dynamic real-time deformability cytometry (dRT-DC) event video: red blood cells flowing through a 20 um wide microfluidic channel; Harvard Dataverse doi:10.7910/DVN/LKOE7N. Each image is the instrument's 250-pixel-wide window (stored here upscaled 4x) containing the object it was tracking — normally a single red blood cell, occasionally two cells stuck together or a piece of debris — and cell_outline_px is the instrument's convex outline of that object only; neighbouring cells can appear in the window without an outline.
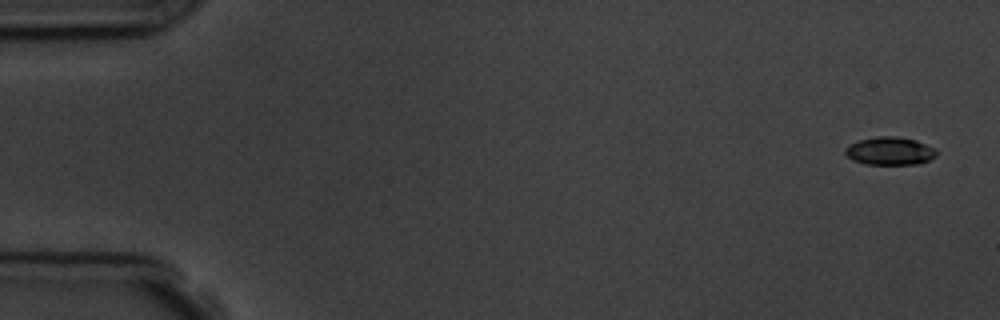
{"species": "common noctule bat (a hibernating species)", "species_latin": "Nyctalus noctula", "temperature_condition": "room temperature", "stored_images_in_passage": 4, "camera_frame_rate_fps": 3000, "um_per_image_px": 0.085, "animal": {"sex": "male", "body_mass_g": 19.5, "forearm_length_mm": 54.6}, "frame": {"image": 1, "passage_image": 1, "time_ms": 0.0, "image_size_px": [1000, 320], "cell_outline_px": [[936, 156], [920, 164], [864, 164], [852, 160], [844, 152], [844, 148], [860, 140], [880, 136], [896, 136], [916, 140], [936, 148]], "centroid_in_image_um": [75.65, 12.84], "position_along_channel_um": 9.3, "area_um2": 14.85}}
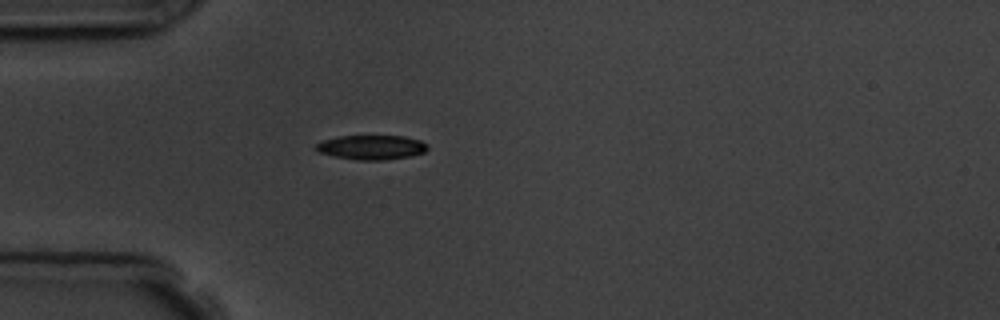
{"frame": {"image": 2, "passage_image": 4, "time_ms": 4.667, "image_size_px": [1000, 320], "cell_outline_px": [[428, 148], [424, 152], [408, 156], [384, 160], [356, 160], [336, 156], [320, 152], [312, 148], [316, 144], [324, 140], [336, 136], [404, 136], [420, 140], [428, 144]], "centroid_in_image_um": [31.57, 12.51], "position_along_channel_um": 53.4, "area_um2": 15.84}}